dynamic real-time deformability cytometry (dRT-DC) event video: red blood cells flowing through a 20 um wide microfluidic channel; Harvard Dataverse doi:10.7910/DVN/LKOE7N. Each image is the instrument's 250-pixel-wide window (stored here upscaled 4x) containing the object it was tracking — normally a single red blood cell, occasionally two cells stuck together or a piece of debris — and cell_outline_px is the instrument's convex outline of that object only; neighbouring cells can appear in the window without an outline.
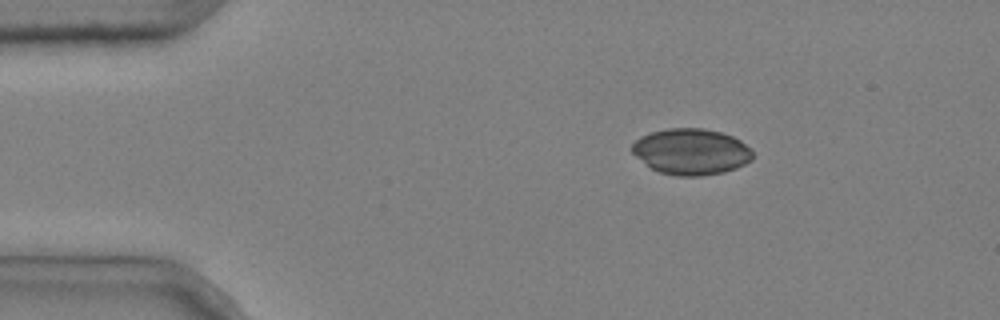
{"species": "common noctule bat (a hibernating species)", "species_latin": "Nyctalus noctula", "temperature_condition": "cold", "stored_images_in_passage": 3, "camera_frame_rate_fps": 3000, "um_per_image_px": 0.085, "animal": {"sex": "male", "body_mass_g": 20.4}, "frame": {"image": 1, "passage_image": 1, "time_ms": 0.0, "image_size_px": [1000, 320], "cell_outline_px": [[752, 160], [736, 168], [724, 172], [700, 176], [676, 176], [660, 172], [652, 168], [636, 156], [632, 152], [632, 144], [640, 136], [652, 132], [668, 128], [704, 128], [720, 132], [732, 136], [740, 140], [752, 152]], "centroid_in_image_um": [58.74, 12.89], "position_along_channel_um": 26.3, "area_um2": 32.19}}